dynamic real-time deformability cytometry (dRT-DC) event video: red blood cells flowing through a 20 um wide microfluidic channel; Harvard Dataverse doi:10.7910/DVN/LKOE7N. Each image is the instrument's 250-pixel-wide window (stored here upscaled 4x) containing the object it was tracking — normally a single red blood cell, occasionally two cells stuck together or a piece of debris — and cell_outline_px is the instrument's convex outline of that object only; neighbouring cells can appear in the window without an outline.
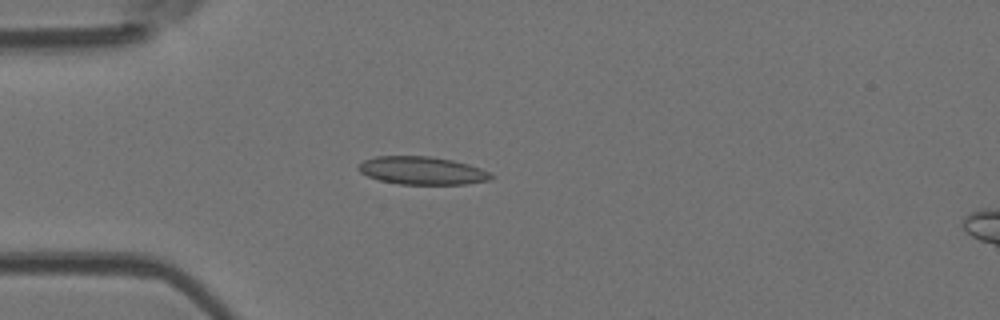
{"species": "Egyptian fruit bat (a non-hibernating species)", "species_latin": "Rousettus aegyptiacus", "temperature_condition": "room temperature", "stored_images_in_passage": 6, "camera_frame_rate_fps": 3000, "um_per_image_px": 0.085, "animal": {"sex": "female"}, "frame": {"image": 1, "passage_image": 4, "time_ms": 3.667, "image_size_px": [1000, 320], "cell_outline_px": [[492, 180], [468, 184], [400, 184], [380, 180], [368, 176], [360, 172], [356, 168], [364, 160], [376, 156], [428, 156], [452, 160], [468, 164], [480, 168], [488, 172], [492, 176]], "centroid_in_image_um": [35.87, 14.5], "position_along_channel_um": 49.1, "area_um2": 21.5}}
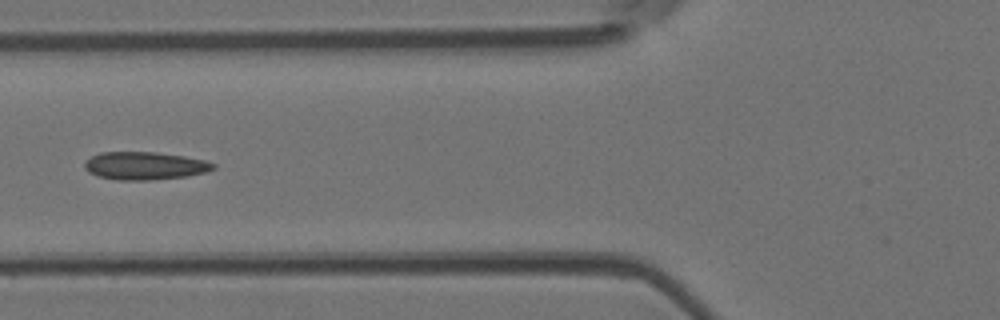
{"frame": {"image": 2, "passage_image": 6, "time_ms": 5.667, "image_size_px": [1000, 320], "cell_outline_px": [[216, 168], [208, 172], [188, 176], [148, 180], [116, 180], [96, 176], [88, 172], [84, 168], [84, 160], [100, 152], [156, 152], [184, 156], [204, 160], [216, 164]], "centroid_in_image_um": [12.29, 14.09], "position_along_channel_um": 113.5, "area_um2": 21.15}}